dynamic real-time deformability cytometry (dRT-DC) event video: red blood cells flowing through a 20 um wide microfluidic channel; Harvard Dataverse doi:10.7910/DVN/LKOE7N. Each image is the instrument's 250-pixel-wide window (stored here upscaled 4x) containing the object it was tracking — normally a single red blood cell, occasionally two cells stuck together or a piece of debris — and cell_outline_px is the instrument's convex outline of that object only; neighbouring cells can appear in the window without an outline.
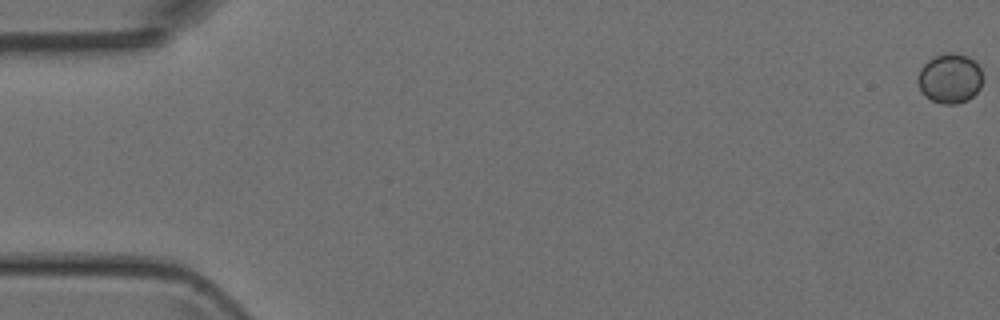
{"species": "Egyptian fruit bat (a non-hibernating species)", "species_latin": "Rousettus aegyptiacus", "temperature_condition": "room temperature", "stored_images_in_passage": 50, "camera_frame_rate_fps": 3000, "um_per_image_px": 0.085, "animal": {"sex": "female"}, "frame": {"image": 1, "passage_image": 1, "time_ms": 0.0, "image_size_px": [1000, 320], "cell_outline_px": [[980, 88], [968, 100], [956, 104], [944, 104], [932, 100], [924, 96], [920, 92], [916, 80], [920, 68], [932, 56], [944, 52], [956, 52], [968, 56], [980, 68]], "centroid_in_image_um": [80.67, 6.65], "position_along_channel_um": 4.3, "area_um2": 18.96}}
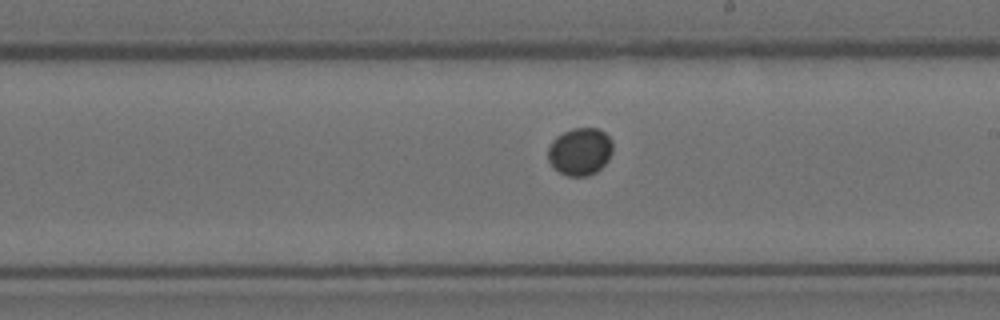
{"frame": {"image": 2, "passage_image": 29, "time_ms": 9.333, "image_size_px": [1000, 320], "cell_outline_px": [[612, 152], [608, 160], [596, 172], [588, 176], [568, 176], [552, 168], [548, 160], [548, 148], [552, 140], [556, 136], [572, 128], [600, 128], [612, 140]], "centroid_in_image_um": [49.29, 12.88], "position_along_channel_um": 239.7, "area_um2": 18.09}}
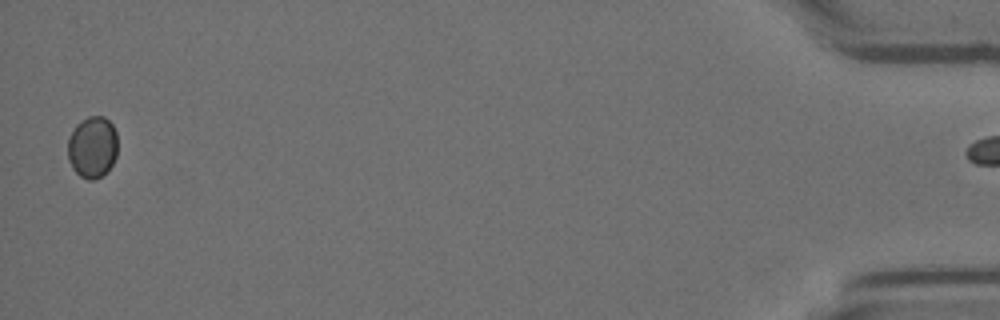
{"frame": {"image": 3, "passage_image": 49, "time_ms": 16.0, "image_size_px": [1000, 320], "cell_outline_px": [[116, 156], [112, 164], [100, 176], [92, 180], [88, 180], [80, 176], [72, 168], [68, 160], [68, 140], [76, 124], [80, 120], [88, 116], [104, 116], [112, 124], [116, 132]], "centroid_in_image_um": [7.84, 12.48], "position_along_channel_um": 427.4, "area_um2": 17.8}}